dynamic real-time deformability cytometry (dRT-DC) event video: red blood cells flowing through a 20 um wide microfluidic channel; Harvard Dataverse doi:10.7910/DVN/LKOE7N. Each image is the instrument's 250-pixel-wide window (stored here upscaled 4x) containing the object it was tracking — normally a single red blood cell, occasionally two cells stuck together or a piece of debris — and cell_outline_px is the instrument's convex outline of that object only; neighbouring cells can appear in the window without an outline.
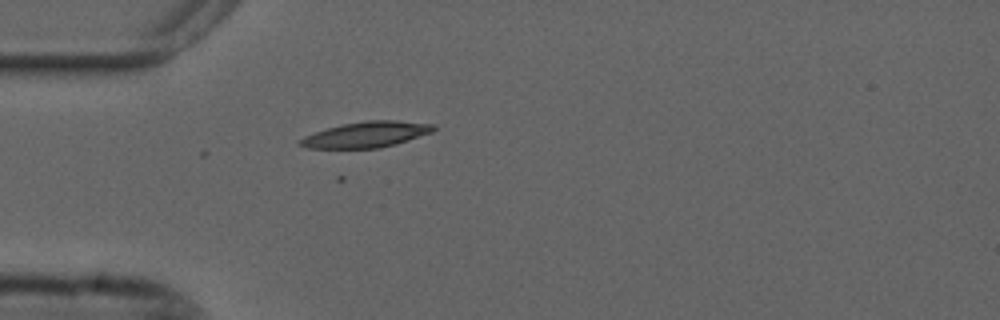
{"species": "common noctule bat (a hibernating species)", "species_latin": "Nyctalus noctula", "temperature_condition": "cold", "stored_images_in_passage": 4, "camera_frame_rate_fps": 3000, "um_per_image_px": 0.085, "animal": {"sex": "male", "forearm_length_mm": 52.5}, "frame": {"image": 1, "passage_image": 2, "time_ms": 0.333, "image_size_px": [1000, 320], "cell_outline_px": [[436, 128], [432, 132], [396, 144], [380, 148], [308, 148], [296, 144], [296, 140], [304, 136], [328, 128], [344, 124], [364, 120], [396, 120], [436, 124]], "centroid_in_image_um": [31.13, 11.43], "position_along_channel_um": 53.9, "area_um2": 20.11}}